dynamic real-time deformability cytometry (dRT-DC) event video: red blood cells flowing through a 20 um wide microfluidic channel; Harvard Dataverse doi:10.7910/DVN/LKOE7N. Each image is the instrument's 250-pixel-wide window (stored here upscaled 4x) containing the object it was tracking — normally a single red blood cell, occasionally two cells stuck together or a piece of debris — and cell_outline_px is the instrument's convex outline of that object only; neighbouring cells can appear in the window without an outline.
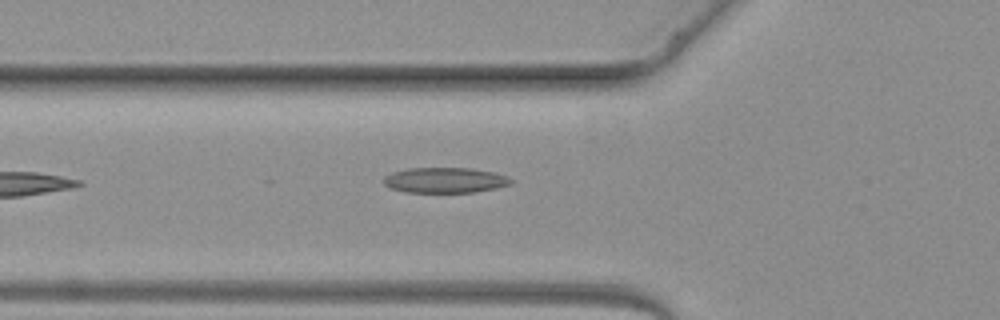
{"species": "common noctule bat (a hibernating species)", "species_latin": "Nyctalus noctula", "temperature_condition": "warm", "stored_images_in_passage": 6, "segment_of_instrument_passage": [1, 2], "camera_frame_rate_fps": 3000, "um_per_image_px": 0.085, "animal": {"sex": "female", "body_mass_g": 19.3, "forearm_length_mm": 54.1}, "frame": {"image": 1, "passage_image": 5, "time_ms": 4.667, "image_size_px": [1000, 320], "cell_outline_px": [[512, 184], [496, 188], [472, 192], [404, 192], [392, 188], [384, 184], [384, 176], [392, 172], [408, 168], [472, 168], [492, 172], [508, 176], [512, 180]], "centroid_in_image_um": [37.83, 15.31], "position_along_channel_um": 88.0, "area_um2": 18.79}}